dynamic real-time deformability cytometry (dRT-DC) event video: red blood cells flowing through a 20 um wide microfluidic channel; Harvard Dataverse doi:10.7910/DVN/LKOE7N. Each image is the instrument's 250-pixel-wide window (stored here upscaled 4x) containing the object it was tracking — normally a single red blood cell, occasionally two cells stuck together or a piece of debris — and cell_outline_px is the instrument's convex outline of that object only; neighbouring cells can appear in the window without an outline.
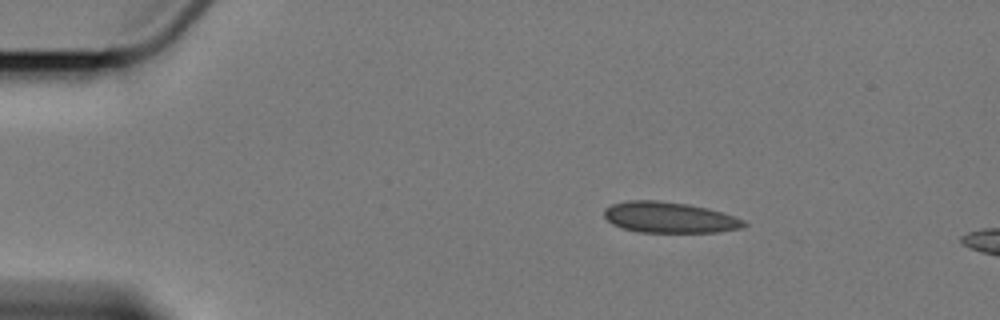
{"species": "Egyptian fruit bat (a non-hibernating species)", "species_latin": "Rousettus aegyptiacus", "temperature_condition": "cold", "stored_images_in_passage": 5, "camera_frame_rate_fps": 3000, "um_per_image_px": 0.085, "animal": {"sex": "female"}, "frame": {"image": 1, "passage_image": 3, "time_ms": 2.333, "image_size_px": [1000, 320], "cell_outline_px": [[748, 224], [740, 228], [716, 232], [640, 232], [624, 228], [612, 224], [604, 216], [604, 208], [612, 204], [628, 200], [656, 200], [688, 204], [708, 208], [744, 220]], "centroid_in_image_um": [56.87, 18.47], "position_along_channel_um": 28.1, "area_um2": 24.97}}